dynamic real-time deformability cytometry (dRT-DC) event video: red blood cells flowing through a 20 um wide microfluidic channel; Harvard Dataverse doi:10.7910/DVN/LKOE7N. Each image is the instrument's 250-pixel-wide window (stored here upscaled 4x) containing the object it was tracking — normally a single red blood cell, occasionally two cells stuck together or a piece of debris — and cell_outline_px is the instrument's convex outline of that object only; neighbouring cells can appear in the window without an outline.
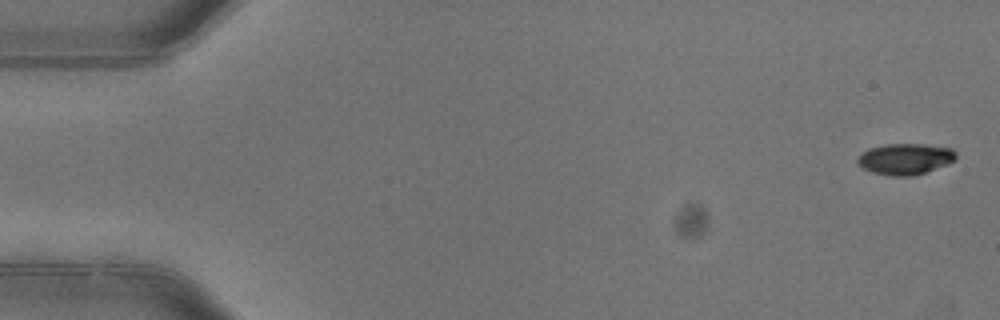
{"species": "common noctule bat (a hibernating species)", "species_latin": "Nyctalus noctula", "temperature_condition": "warm", "stored_images_in_passage": 5, "camera_frame_rate_fps": 3000, "um_per_image_px": 0.085, "animal": {"sex": "female"}, "frame": {"image": 1, "passage_image": 1, "time_ms": 0.0, "image_size_px": [1000, 320], "cell_outline_px": [[956, 160], [948, 164], [912, 176], [892, 176], [872, 172], [864, 168], [856, 160], [860, 152], [868, 148], [884, 144], [924, 144], [952, 148], [956, 152]], "centroid_in_image_um": [76.94, 13.5], "position_along_channel_um": 8.1, "area_um2": 17.92}}
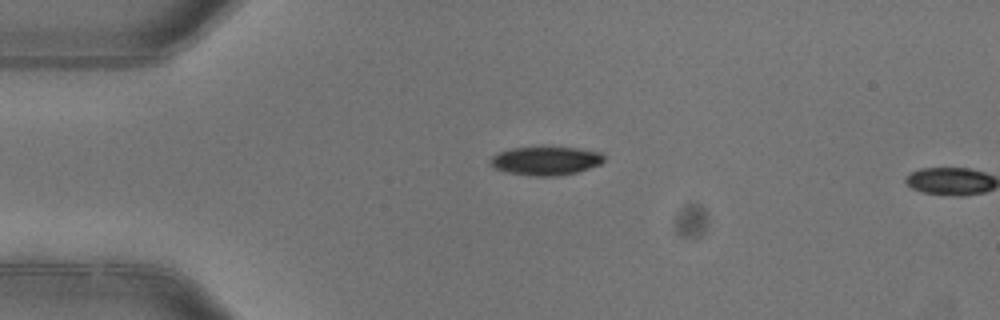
{"frame": {"image": 2, "passage_image": 4, "time_ms": 1.0, "image_size_px": [1000, 320], "cell_outline_px": [[604, 160], [600, 164], [576, 172], [556, 176], [532, 176], [504, 172], [496, 168], [488, 160], [492, 156], [500, 152], [512, 148], [544, 144], [580, 148], [604, 152]], "centroid_in_image_um": [46.41, 13.61], "position_along_channel_um": 38.6, "area_um2": 19.77}}